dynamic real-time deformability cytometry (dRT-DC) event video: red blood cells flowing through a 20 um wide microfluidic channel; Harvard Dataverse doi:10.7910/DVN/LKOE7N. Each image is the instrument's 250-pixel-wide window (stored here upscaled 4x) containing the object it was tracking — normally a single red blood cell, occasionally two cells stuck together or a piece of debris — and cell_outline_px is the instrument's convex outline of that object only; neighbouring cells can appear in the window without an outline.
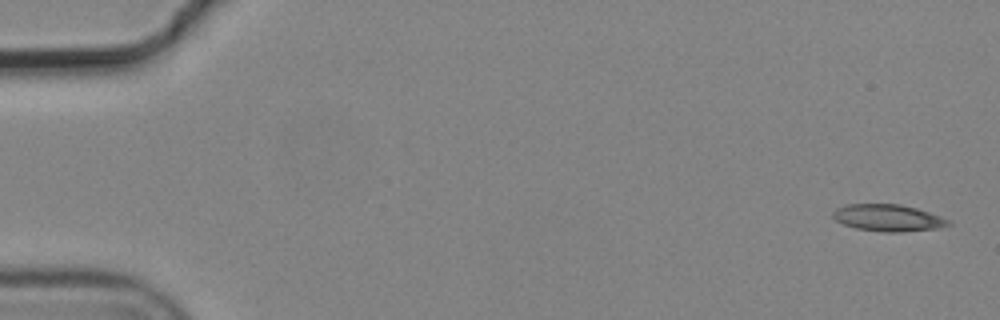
{"species": "common noctule bat (a hibernating species)", "species_latin": "Nyctalus noctula", "temperature_condition": "cold", "stored_images_in_passage": 6, "camera_frame_rate_fps": 3000, "um_per_image_px": 0.085, "animal": {"sex": "male", "body_mass_g": 19.2, "forearm_length_mm": 51.8}, "frame": {"image": 1, "passage_image": 1, "time_ms": 0.0, "image_size_px": [1000, 320], "cell_outline_px": [[952, 224], [940, 228], [900, 232], [884, 232], [856, 228], [844, 224], [836, 220], [832, 216], [832, 212], [836, 208], [848, 204], [900, 204], [916, 208], [940, 216], [948, 220]], "centroid_in_image_um": [75.48, 18.52], "position_along_channel_um": 9.5, "area_um2": 17.98}}
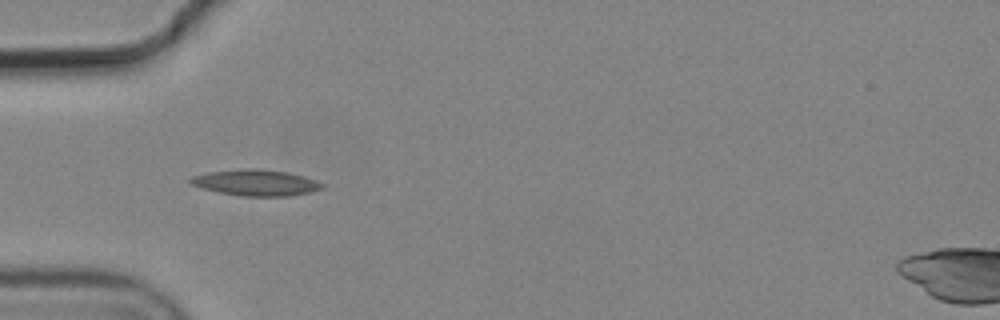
{"frame": {"image": 2, "passage_image": 5, "time_ms": 1.333, "image_size_px": [1000, 320], "cell_outline_px": [[324, 188], [312, 192], [288, 196], [240, 196], [220, 192], [204, 188], [192, 184], [188, 180], [192, 176], [208, 172], [244, 168], [256, 168], [288, 172], [304, 176], [316, 180], [324, 184]], "centroid_in_image_um": [21.79, 15.52], "position_along_channel_um": 63.2, "area_um2": 20.06}}
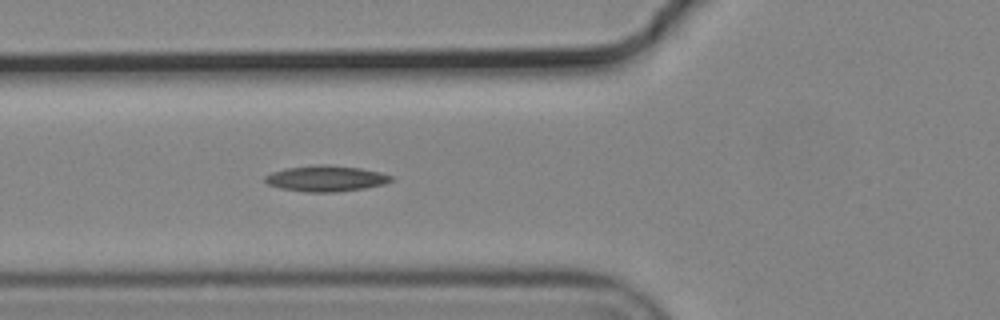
{"frame": {"image": 3, "passage_image": 6, "time_ms": 1.667, "image_size_px": [1000, 320], "cell_outline_px": [[392, 180], [384, 184], [364, 188], [336, 192], [304, 192], [280, 188], [268, 184], [264, 180], [264, 176], [272, 172], [284, 168], [316, 164], [328, 164], [360, 168], [380, 172], [392, 176]], "centroid_in_image_um": [27.67, 15.16], "position_along_channel_um": 98.1, "area_um2": 19.13}}